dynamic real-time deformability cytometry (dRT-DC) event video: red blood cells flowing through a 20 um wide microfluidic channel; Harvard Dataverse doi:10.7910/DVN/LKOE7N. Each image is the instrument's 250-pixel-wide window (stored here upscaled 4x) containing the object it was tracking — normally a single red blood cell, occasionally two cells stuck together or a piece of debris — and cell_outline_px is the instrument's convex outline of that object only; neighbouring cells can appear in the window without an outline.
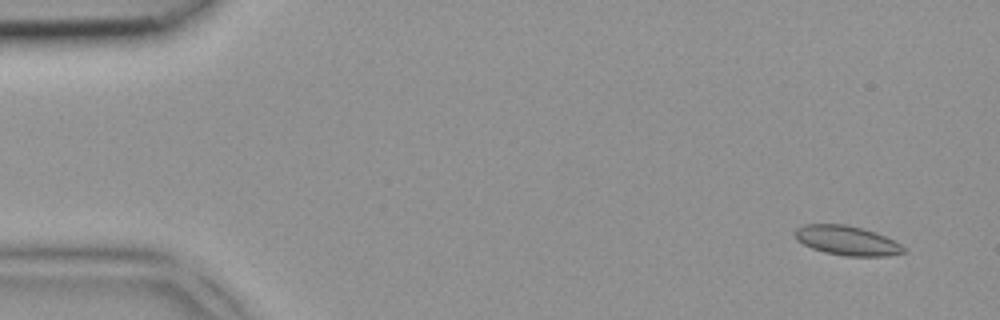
{"species": "common noctule bat (a hibernating species)", "species_latin": "Nyctalus noctula", "temperature_condition": "room temperature", "stored_images_in_passage": 6, "segment_of_instrument_passage": [2, 2], "camera_frame_rate_fps": 3000, "um_per_image_px": 0.085, "animal": {"sex": "female", "body_mass_g": 18.4}, "frame": {"image": 1, "passage_image": 6, "time_ms": 1.667, "image_size_px": [1000, 320], "cell_outline_px": [[908, 252], [888, 256], [844, 256], [824, 252], [812, 248], [796, 240], [796, 228], [804, 224], [844, 224], [876, 232], [900, 244]], "centroid_in_image_um": [72.0, 20.45], "position_along_channel_um": 13.0, "area_um2": 18.55}}